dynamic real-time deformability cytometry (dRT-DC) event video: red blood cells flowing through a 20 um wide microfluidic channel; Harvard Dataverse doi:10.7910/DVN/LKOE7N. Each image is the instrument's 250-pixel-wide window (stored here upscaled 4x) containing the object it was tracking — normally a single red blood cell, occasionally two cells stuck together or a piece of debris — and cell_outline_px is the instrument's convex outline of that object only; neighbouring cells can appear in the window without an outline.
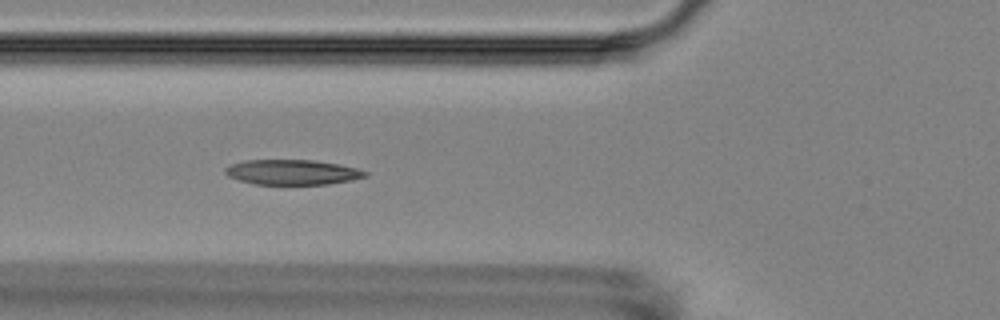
{"species": "Egyptian fruit bat (a non-hibernating species)", "species_latin": "Rousettus aegyptiacus", "temperature_condition": "room temperature", "stored_images_in_passage": 15, "camera_frame_rate_fps": 3000, "um_per_image_px": 0.085, "animal": {"sex": "female"}, "frame": {"image": 1, "passage_image": 5, "time_ms": 5.333, "image_size_px": [1000, 320], "cell_outline_px": [[368, 176], [352, 180], [328, 184], [256, 184], [240, 180], [228, 176], [224, 172], [224, 168], [232, 164], [244, 160], [312, 160], [336, 164], [356, 168], [368, 172]], "centroid_in_image_um": [24.84, 14.63], "position_along_channel_um": 101.0, "area_um2": 20.29}}
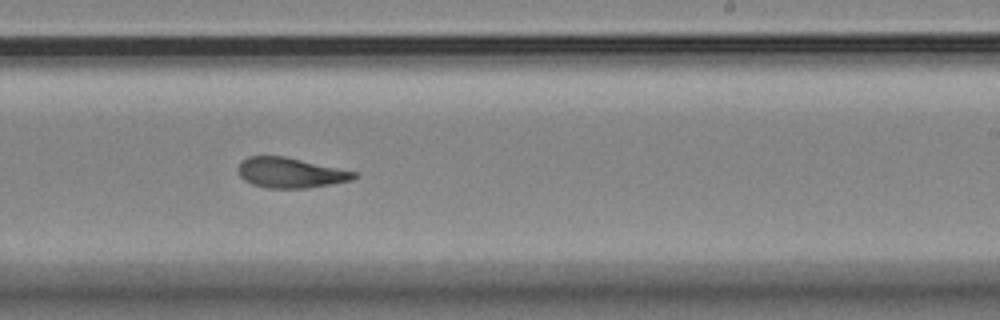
{"frame": {"image": 2, "passage_image": 9, "time_ms": 10.0, "image_size_px": [1000, 320], "cell_outline_px": [[356, 176], [352, 180], [308, 188], [268, 188], [252, 184], [244, 180], [240, 176], [236, 168], [240, 160], [248, 156], [284, 156], [356, 172]], "centroid_in_image_um": [24.61, 14.68], "position_along_channel_um": 264.4, "area_um2": 20.35}}
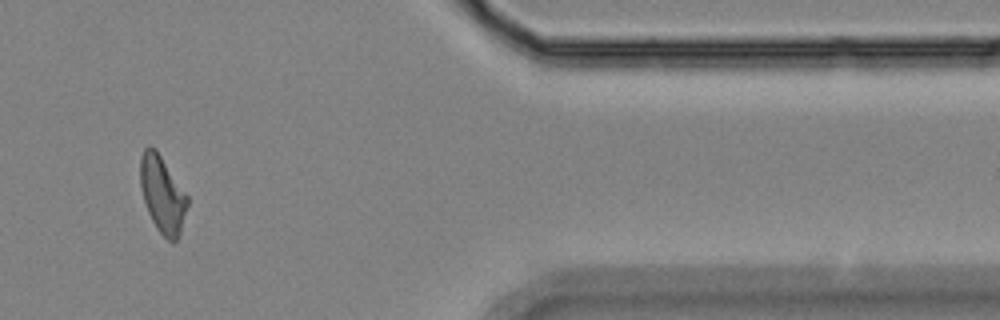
{"frame": {"image": 3, "passage_image": 13, "time_ms": 14.667, "image_size_px": [1000, 320], "cell_outline_px": [[188, 204], [180, 232], [176, 240], [172, 244], [156, 228], [148, 212], [144, 200], [140, 184], [140, 156], [144, 148], [148, 144], [152, 144], [156, 148], [188, 196]], "centroid_in_image_um": [13.79, 16.48], "position_along_channel_um": 397.6, "area_um2": 21.15}, "authors_computed_cell_mechanics": {"area_um2": 20.6924, "velocity_mm_per_s": 3.4966, "shape_relaxation_time_tau1_ms": 5.0018, "shape_relaxation_time_tau2_ms": 3.2153, "deformation_change_tau1": 0.161, "deformation_change_tau2": 0.1039}}